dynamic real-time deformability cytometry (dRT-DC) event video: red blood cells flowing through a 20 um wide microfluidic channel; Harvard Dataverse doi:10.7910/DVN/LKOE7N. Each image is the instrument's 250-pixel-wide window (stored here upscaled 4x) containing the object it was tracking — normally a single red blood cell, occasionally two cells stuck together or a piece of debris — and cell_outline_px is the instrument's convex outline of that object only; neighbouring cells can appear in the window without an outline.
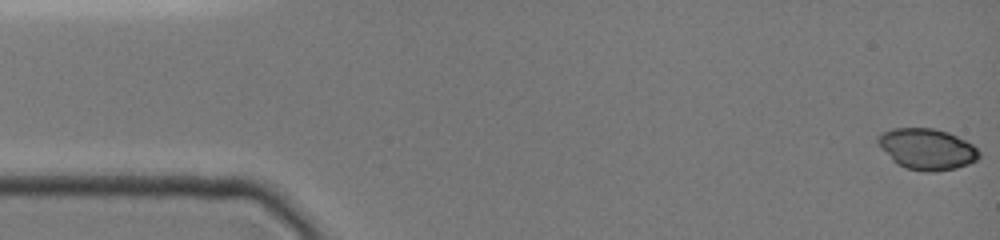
{"species": "common noctule bat (a hibernating species)", "species_latin": "Nyctalus noctula", "temperature_condition": "cold", "stored_images_in_passage": 48, "camera_frame_rate_fps": 3000, "um_per_image_px": 0.085, "animal": {"sex": "female", "body_mass_g": 19.0, "forearm_length_mm": 51.5}, "frame": {"image": 1, "passage_image": 1, "time_ms": 0.0, "image_size_px": [1000, 240], "cell_outline_px": [[980, 156], [976, 160], [968, 164], [956, 168], [936, 172], [924, 172], [908, 168], [892, 160], [876, 140], [876, 136], [884, 132], [896, 128], [932, 128], [948, 132], [972, 144], [980, 152]], "centroid_in_image_um": [78.81, 12.67], "position_along_channel_um": 6.2, "area_um2": 23.93}}
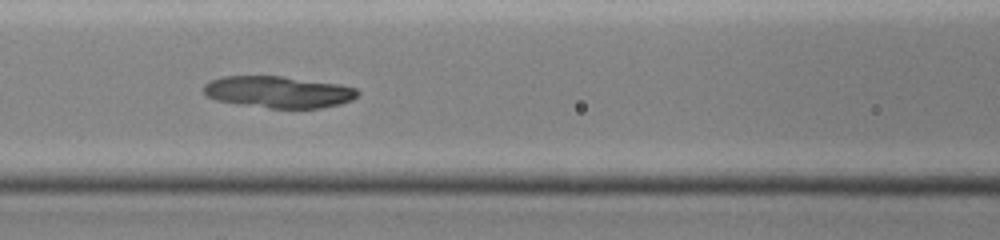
{"frame": {"image": 2, "passage_image": 21, "time_ms": 6.667, "image_size_px": [1000, 240], "cell_outline_px": [[360, 92], [352, 100], [340, 104], [320, 108], [268, 108], [240, 104], [216, 100], [208, 96], [204, 92], [204, 84], [212, 80], [224, 76], [280, 76], [340, 84], [356, 88]], "centroid_in_image_um": [23.69, 7.82], "position_along_channel_um": 142.9, "area_um2": 28.32}}
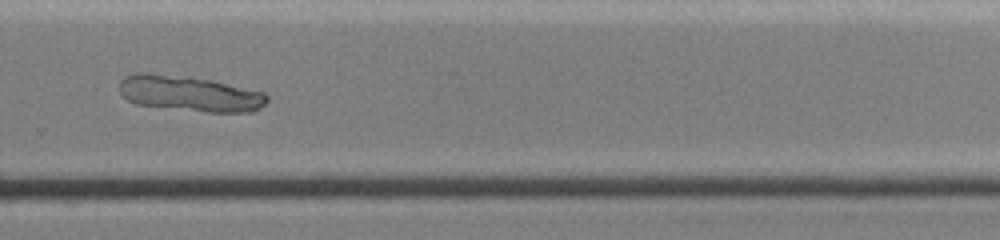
{"frame": {"image": 3, "passage_image": 34, "time_ms": 11.0, "image_size_px": [1000, 240], "cell_outline_px": [[268, 100], [256, 112], [208, 112], [136, 104], [128, 100], [120, 92], [120, 80], [124, 76], [140, 72], [144, 72], [188, 76], [208, 80], [264, 92], [268, 96]], "centroid_in_image_um": [16.11, 7.95], "position_along_channel_um": 313.7, "area_um2": 30.46}}